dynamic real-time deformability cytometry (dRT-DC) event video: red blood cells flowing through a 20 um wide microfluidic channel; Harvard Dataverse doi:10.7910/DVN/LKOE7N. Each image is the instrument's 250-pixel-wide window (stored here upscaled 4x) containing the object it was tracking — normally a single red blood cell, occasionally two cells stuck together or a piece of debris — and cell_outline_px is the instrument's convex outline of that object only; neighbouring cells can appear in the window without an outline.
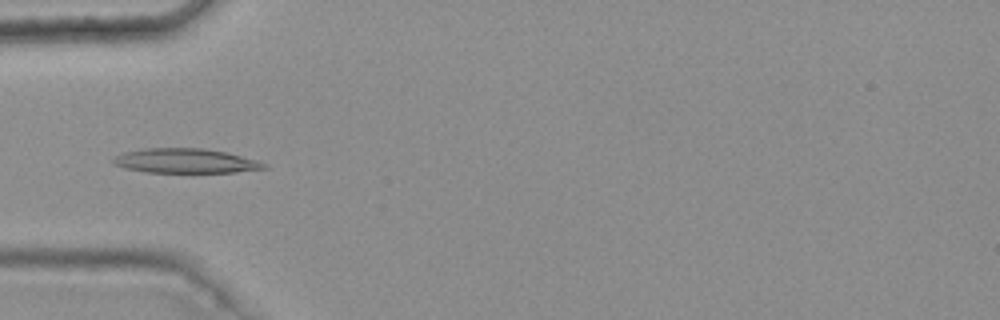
{"species": "common noctule bat (a hibernating species)", "species_latin": "Nyctalus noctula", "temperature_condition": "warm", "stored_images_in_passage": 4, "camera_frame_rate_fps": 3000, "um_per_image_px": 0.085, "animal": {"sex": "female", "body_mass_g": 25.1}, "frame": {"image": 1, "passage_image": 4, "time_ms": 1.0, "image_size_px": [1000, 320], "cell_outline_px": [[268, 168], [236, 172], [148, 172], [124, 168], [116, 164], [112, 160], [116, 156], [124, 152], [144, 148], [200, 148], [224, 152], [256, 160], [264, 164]], "centroid_in_image_um": [15.73, 13.67], "position_along_channel_um": 69.3, "area_um2": 21.15}}